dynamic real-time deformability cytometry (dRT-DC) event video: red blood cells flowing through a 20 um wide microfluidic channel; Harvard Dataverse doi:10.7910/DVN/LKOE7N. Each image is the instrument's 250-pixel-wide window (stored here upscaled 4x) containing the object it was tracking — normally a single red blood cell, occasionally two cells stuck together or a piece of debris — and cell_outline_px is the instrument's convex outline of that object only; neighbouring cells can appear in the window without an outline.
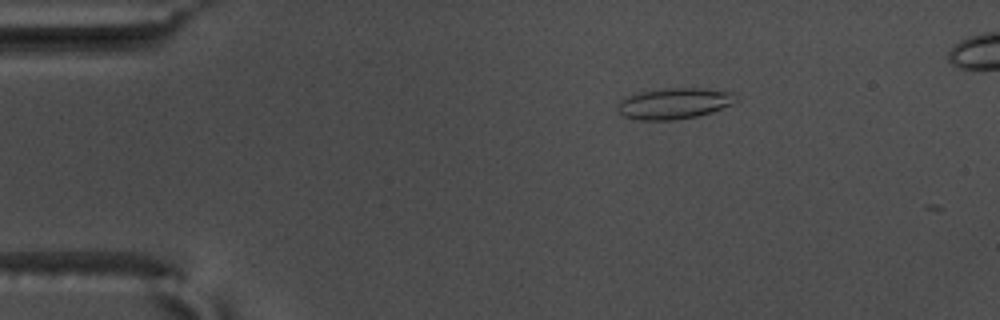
{"species": "common noctule bat (a hibernating species)", "species_latin": "Nyctalus noctula", "temperature_condition": "warm", "stored_images_in_passage": 11, "camera_frame_rate_fps": 3000, "um_per_image_px": 0.085, "animal": {"sex": "male", "body_mass_g": 17.5, "forearm_length_mm": 52.3}, "frame": {"image": 1, "passage_image": 9, "time_ms": 2.667, "image_size_px": [1000, 320], "cell_outline_px": [[740, 100], [732, 104], [712, 112], [696, 116], [672, 120], [640, 120], [624, 116], [616, 108], [620, 100], [628, 96], [640, 92], [664, 88], [704, 88], [736, 92]], "centroid_in_image_um": [57.37, 8.78], "position_along_channel_um": 27.6, "area_um2": 21.56}}